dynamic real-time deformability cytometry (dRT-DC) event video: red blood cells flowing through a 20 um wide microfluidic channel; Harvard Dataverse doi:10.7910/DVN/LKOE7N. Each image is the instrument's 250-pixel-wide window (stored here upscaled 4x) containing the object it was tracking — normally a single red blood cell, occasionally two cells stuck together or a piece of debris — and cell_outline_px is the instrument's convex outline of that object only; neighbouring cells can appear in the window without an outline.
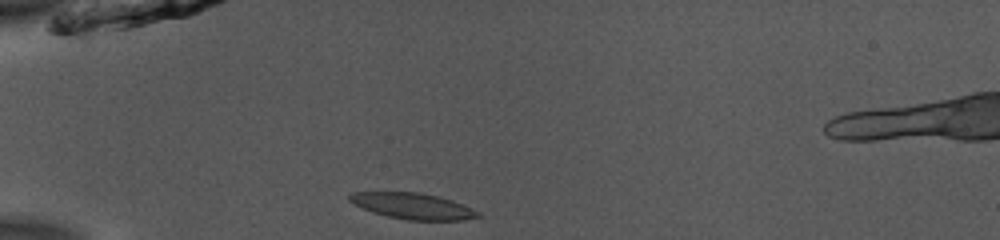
{"species": "common noctule bat (a hibernating species)", "species_latin": "Nyctalus noctula", "temperature_condition": "room temperature", "stored_images_in_passage": 38, "camera_frame_rate_fps": 3000, "um_per_image_px": 0.085, "animal": {"sex": "male", "body_mass_g": 13.0, "forearm_length_mm": 53.1}, "frame": {"image": 1, "passage_image": 1, "time_ms": 0.0, "image_size_px": [1000, 240], "cell_outline_px": [[484, 216], [464, 220], [408, 220], [388, 216], [372, 212], [348, 200], [348, 196], [352, 192], [420, 192], [452, 200], [480, 212]], "centroid_in_image_um": [35.12, 17.51], "position_along_channel_um": 49.9, "area_um2": 19.36}}
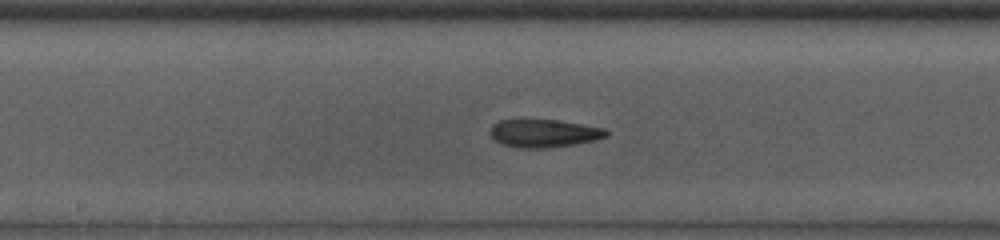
{"frame": {"image": 2, "passage_image": 14, "time_ms": 4.333, "image_size_px": [1000, 240], "cell_outline_px": [[608, 136], [596, 140], [548, 148], [520, 148], [504, 144], [496, 140], [492, 136], [492, 124], [500, 120], [556, 120], [604, 128], [608, 132]], "centroid_in_image_um": [46.26, 11.33], "position_along_channel_um": 201.9, "area_um2": 18.55}}
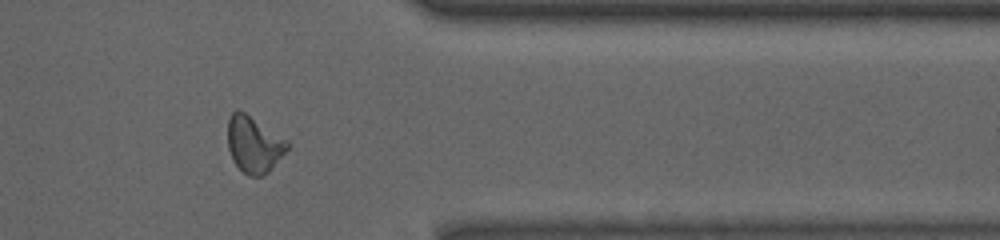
{"frame": {"image": 3, "passage_image": 29, "time_ms": 9.333, "image_size_px": [1000, 240], "cell_outline_px": [[292, 144], [268, 172], [264, 176], [248, 176], [236, 164], [228, 148], [228, 120], [232, 112], [236, 108], [244, 112], [288, 140]], "centroid_in_image_um": [21.6, 12.27], "position_along_channel_um": 389.8, "area_um2": 19.48}, "authors_computed_cell_mechanics": {"area_um2": 19.074, "velocity_mm_per_s": 3.9246, "shape_relaxation_time_tau1_ms": 7.6151, "shape_relaxation_time_tau2_ms": 1.7635, "deformation_change_tau1": 0.2151, "deformation_change_tau2": 0.0901}}